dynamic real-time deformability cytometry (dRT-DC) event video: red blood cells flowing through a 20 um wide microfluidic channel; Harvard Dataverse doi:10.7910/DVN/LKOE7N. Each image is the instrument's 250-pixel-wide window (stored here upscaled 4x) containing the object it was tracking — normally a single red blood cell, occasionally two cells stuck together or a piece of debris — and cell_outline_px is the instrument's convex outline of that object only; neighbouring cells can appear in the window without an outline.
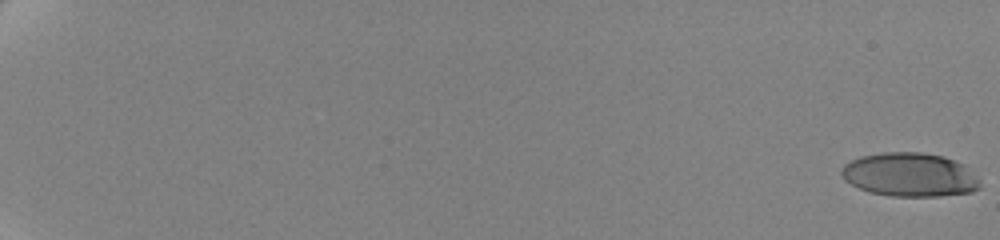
{"species": "human", "species_latin": "Homo sapiens", "temperature_condition": "cold", "stored_images_in_passage": 23, "camera_frame_rate_fps": 3000, "um_per_image_px": 0.085, "donor": {"sex": "female"}, "frame": {"image": 1, "passage_image": 1, "time_ms": 0.0, "image_size_px": [1000, 240], "cell_outline_px": [[980, 188], [972, 192], [940, 196], [892, 196], [872, 192], [860, 188], [844, 180], [840, 172], [844, 164], [860, 156], [884, 152], [920, 152], [944, 156], [964, 164], [980, 180]], "centroid_in_image_um": [77.35, 14.85], "position_along_channel_um": 7.7, "area_um2": 35.37}}
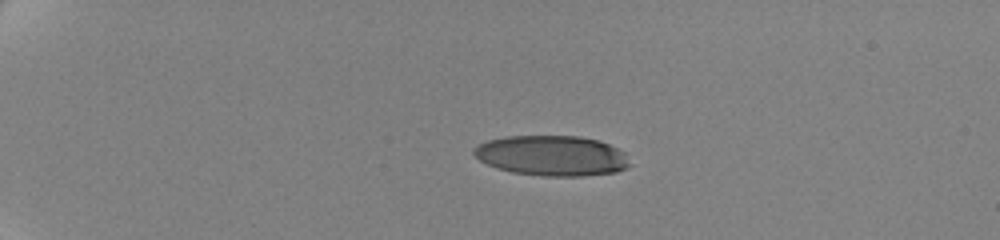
{"frame": {"image": 2, "passage_image": 14, "time_ms": 5.333, "image_size_px": [1000, 240], "cell_outline_px": [[632, 164], [628, 168], [616, 172], [580, 176], [540, 176], [512, 172], [496, 168], [480, 160], [472, 152], [472, 148], [488, 140], [508, 136], [580, 136], [596, 140], [608, 144], [624, 152]], "centroid_in_image_um": [46.92, 13.24], "position_along_channel_um": 38.1, "area_um2": 36.65}}
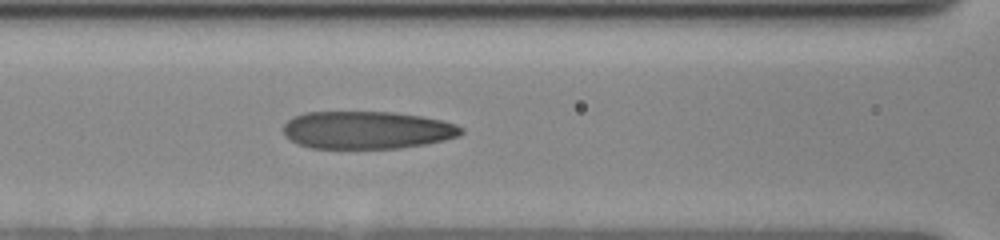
{"frame": {"image": 3, "passage_image": 23, "time_ms": 10.333, "image_size_px": [1000, 240], "cell_outline_px": [[464, 132], [460, 136], [428, 144], [400, 148], [308, 148], [284, 136], [284, 124], [292, 116], [304, 112], [396, 112], [444, 120], [456, 124], [464, 128]], "centroid_in_image_um": [31.23, 11.05], "position_along_channel_um": 135.4, "area_um2": 39.42}}